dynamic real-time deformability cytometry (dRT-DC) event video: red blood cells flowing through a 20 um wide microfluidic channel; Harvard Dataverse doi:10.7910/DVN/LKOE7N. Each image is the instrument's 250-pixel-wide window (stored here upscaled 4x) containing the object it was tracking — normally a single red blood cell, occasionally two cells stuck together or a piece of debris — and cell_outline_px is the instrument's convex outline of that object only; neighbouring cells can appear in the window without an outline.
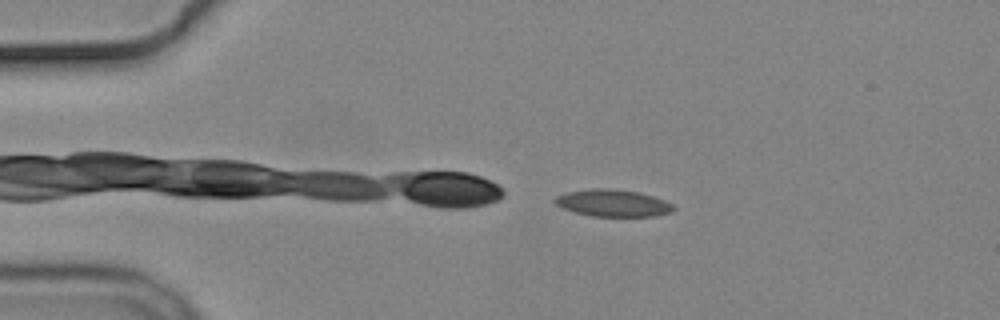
{"species": "common noctule bat (a hibernating species)", "species_latin": "Nyctalus noctula", "temperature_condition": "cold", "stored_images_in_passage": 3, "camera_frame_rate_fps": 3000, "um_per_image_px": 0.085, "animal": {"sex": "male", "body_mass_g": 19.2, "forearm_length_mm": 51.8}, "frame": {"image": 1, "passage_image": 3, "time_ms": 0.667, "image_size_px": [1000, 320], "cell_outline_px": [[676, 208], [672, 212], [656, 216], [592, 216], [576, 212], [564, 208], [556, 204], [552, 200], [556, 196], [568, 192], [592, 188], [612, 188], [640, 192], [664, 200], [672, 204]], "centroid_in_image_um": [52.12, 17.25], "position_along_channel_um": 32.9, "area_um2": 18.67}}